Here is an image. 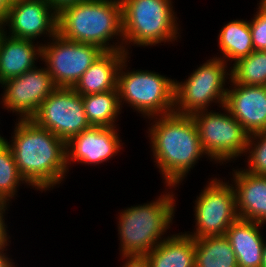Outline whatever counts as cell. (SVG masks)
<instances>
[{
  "mask_svg": "<svg viewBox=\"0 0 266 267\" xmlns=\"http://www.w3.org/2000/svg\"><path fill=\"white\" fill-rule=\"evenodd\" d=\"M6 143L20 174L33 189L42 192L53 189L67 176L66 142L31 119H18L12 140Z\"/></svg>",
  "mask_w": 266,
  "mask_h": 267,
  "instance_id": "6da1fadb",
  "label": "cell"
},
{
  "mask_svg": "<svg viewBox=\"0 0 266 267\" xmlns=\"http://www.w3.org/2000/svg\"><path fill=\"white\" fill-rule=\"evenodd\" d=\"M148 119L153 120L147 132L153 160L162 174L163 183L173 191L172 188L178 187L198 160L207 154L191 115L173 112Z\"/></svg>",
  "mask_w": 266,
  "mask_h": 267,
  "instance_id": "7a4b0ae2",
  "label": "cell"
},
{
  "mask_svg": "<svg viewBox=\"0 0 266 267\" xmlns=\"http://www.w3.org/2000/svg\"><path fill=\"white\" fill-rule=\"evenodd\" d=\"M57 33L103 51H124L121 0H84L64 7L58 12ZM113 38L117 43L111 44Z\"/></svg>",
  "mask_w": 266,
  "mask_h": 267,
  "instance_id": "3957f363",
  "label": "cell"
},
{
  "mask_svg": "<svg viewBox=\"0 0 266 267\" xmlns=\"http://www.w3.org/2000/svg\"><path fill=\"white\" fill-rule=\"evenodd\" d=\"M165 190L156 200L120 210L117 231L121 256L147 255L168 238L164 234L175 216L176 200L172 191Z\"/></svg>",
  "mask_w": 266,
  "mask_h": 267,
  "instance_id": "277c9868",
  "label": "cell"
},
{
  "mask_svg": "<svg viewBox=\"0 0 266 267\" xmlns=\"http://www.w3.org/2000/svg\"><path fill=\"white\" fill-rule=\"evenodd\" d=\"M172 4V0H121L124 51L128 55L130 43L147 47L181 38Z\"/></svg>",
  "mask_w": 266,
  "mask_h": 267,
  "instance_id": "5b68a950",
  "label": "cell"
},
{
  "mask_svg": "<svg viewBox=\"0 0 266 267\" xmlns=\"http://www.w3.org/2000/svg\"><path fill=\"white\" fill-rule=\"evenodd\" d=\"M128 58L129 55L124 58L118 71L121 109L124 103L129 104L146 119L173 113L175 80L149 70H126Z\"/></svg>",
  "mask_w": 266,
  "mask_h": 267,
  "instance_id": "8992f818",
  "label": "cell"
},
{
  "mask_svg": "<svg viewBox=\"0 0 266 267\" xmlns=\"http://www.w3.org/2000/svg\"><path fill=\"white\" fill-rule=\"evenodd\" d=\"M227 65L214 56L193 70L186 80H175L174 113L192 115L208 110L214 102L222 107L228 91L225 83L231 79V69Z\"/></svg>",
  "mask_w": 266,
  "mask_h": 267,
  "instance_id": "52a82bcc",
  "label": "cell"
},
{
  "mask_svg": "<svg viewBox=\"0 0 266 267\" xmlns=\"http://www.w3.org/2000/svg\"><path fill=\"white\" fill-rule=\"evenodd\" d=\"M221 109L224 110L223 113L205 110L191 116L210 161L226 164L245 153L249 134L224 105Z\"/></svg>",
  "mask_w": 266,
  "mask_h": 267,
  "instance_id": "ba28073f",
  "label": "cell"
},
{
  "mask_svg": "<svg viewBox=\"0 0 266 267\" xmlns=\"http://www.w3.org/2000/svg\"><path fill=\"white\" fill-rule=\"evenodd\" d=\"M216 177L201 190L195 200V228L185 232L193 238L225 235L227 229L239 217L236 211V193L232 183Z\"/></svg>",
  "mask_w": 266,
  "mask_h": 267,
  "instance_id": "9c48e42d",
  "label": "cell"
},
{
  "mask_svg": "<svg viewBox=\"0 0 266 267\" xmlns=\"http://www.w3.org/2000/svg\"><path fill=\"white\" fill-rule=\"evenodd\" d=\"M42 43V57L56 87L73 88L104 51L96 45L69 41L58 33Z\"/></svg>",
  "mask_w": 266,
  "mask_h": 267,
  "instance_id": "30bf717a",
  "label": "cell"
},
{
  "mask_svg": "<svg viewBox=\"0 0 266 267\" xmlns=\"http://www.w3.org/2000/svg\"><path fill=\"white\" fill-rule=\"evenodd\" d=\"M31 120L66 143L91 127L82 95L73 88L57 87L39 106Z\"/></svg>",
  "mask_w": 266,
  "mask_h": 267,
  "instance_id": "8fae6325",
  "label": "cell"
},
{
  "mask_svg": "<svg viewBox=\"0 0 266 267\" xmlns=\"http://www.w3.org/2000/svg\"><path fill=\"white\" fill-rule=\"evenodd\" d=\"M3 88L1 104L8 112H16L19 120H29L40 104L57 88L46 67H34L21 76L0 83Z\"/></svg>",
  "mask_w": 266,
  "mask_h": 267,
  "instance_id": "7c38bea8",
  "label": "cell"
},
{
  "mask_svg": "<svg viewBox=\"0 0 266 267\" xmlns=\"http://www.w3.org/2000/svg\"><path fill=\"white\" fill-rule=\"evenodd\" d=\"M58 13L47 0H22L11 3V8L2 25L5 34L35 41L38 38L57 34ZM8 31L6 30V27ZM8 32V33H7Z\"/></svg>",
  "mask_w": 266,
  "mask_h": 267,
  "instance_id": "4fadbf2b",
  "label": "cell"
},
{
  "mask_svg": "<svg viewBox=\"0 0 266 267\" xmlns=\"http://www.w3.org/2000/svg\"><path fill=\"white\" fill-rule=\"evenodd\" d=\"M118 131L117 127L91 126L73 136L66 143L68 170L75 162L94 166L116 156L124 144Z\"/></svg>",
  "mask_w": 266,
  "mask_h": 267,
  "instance_id": "5bb4252c",
  "label": "cell"
},
{
  "mask_svg": "<svg viewBox=\"0 0 266 267\" xmlns=\"http://www.w3.org/2000/svg\"><path fill=\"white\" fill-rule=\"evenodd\" d=\"M230 86L224 104L230 114L249 135L266 131V86Z\"/></svg>",
  "mask_w": 266,
  "mask_h": 267,
  "instance_id": "9a60e30c",
  "label": "cell"
},
{
  "mask_svg": "<svg viewBox=\"0 0 266 267\" xmlns=\"http://www.w3.org/2000/svg\"><path fill=\"white\" fill-rule=\"evenodd\" d=\"M233 172L234 180H231L236 193L238 217L266 224V176L251 174L243 168Z\"/></svg>",
  "mask_w": 266,
  "mask_h": 267,
  "instance_id": "2e32d148",
  "label": "cell"
},
{
  "mask_svg": "<svg viewBox=\"0 0 266 267\" xmlns=\"http://www.w3.org/2000/svg\"><path fill=\"white\" fill-rule=\"evenodd\" d=\"M34 43L32 40L7 36L4 32L0 39V83L21 76L36 66L35 61L42 57V44L38 41Z\"/></svg>",
  "mask_w": 266,
  "mask_h": 267,
  "instance_id": "e0dca14e",
  "label": "cell"
},
{
  "mask_svg": "<svg viewBox=\"0 0 266 267\" xmlns=\"http://www.w3.org/2000/svg\"><path fill=\"white\" fill-rule=\"evenodd\" d=\"M127 55L125 51H104L83 73L73 89L82 96L118 90V71Z\"/></svg>",
  "mask_w": 266,
  "mask_h": 267,
  "instance_id": "ac0fdd59",
  "label": "cell"
},
{
  "mask_svg": "<svg viewBox=\"0 0 266 267\" xmlns=\"http://www.w3.org/2000/svg\"><path fill=\"white\" fill-rule=\"evenodd\" d=\"M261 227L262 223L238 218L227 229L225 236L234 250L238 267H261L265 243Z\"/></svg>",
  "mask_w": 266,
  "mask_h": 267,
  "instance_id": "d6986e66",
  "label": "cell"
},
{
  "mask_svg": "<svg viewBox=\"0 0 266 267\" xmlns=\"http://www.w3.org/2000/svg\"><path fill=\"white\" fill-rule=\"evenodd\" d=\"M146 256L151 267H195V240L186 233L173 234Z\"/></svg>",
  "mask_w": 266,
  "mask_h": 267,
  "instance_id": "ffe728a7",
  "label": "cell"
},
{
  "mask_svg": "<svg viewBox=\"0 0 266 267\" xmlns=\"http://www.w3.org/2000/svg\"><path fill=\"white\" fill-rule=\"evenodd\" d=\"M220 57L225 63L233 64L254 51L249 21L232 20L225 24L218 35Z\"/></svg>",
  "mask_w": 266,
  "mask_h": 267,
  "instance_id": "44dd1931",
  "label": "cell"
},
{
  "mask_svg": "<svg viewBox=\"0 0 266 267\" xmlns=\"http://www.w3.org/2000/svg\"><path fill=\"white\" fill-rule=\"evenodd\" d=\"M194 240L195 267H238L234 250L225 235Z\"/></svg>",
  "mask_w": 266,
  "mask_h": 267,
  "instance_id": "7402d4cb",
  "label": "cell"
},
{
  "mask_svg": "<svg viewBox=\"0 0 266 267\" xmlns=\"http://www.w3.org/2000/svg\"><path fill=\"white\" fill-rule=\"evenodd\" d=\"M86 118L91 126L117 127L118 115L121 114L118 90L83 95Z\"/></svg>",
  "mask_w": 266,
  "mask_h": 267,
  "instance_id": "603a6c76",
  "label": "cell"
},
{
  "mask_svg": "<svg viewBox=\"0 0 266 267\" xmlns=\"http://www.w3.org/2000/svg\"><path fill=\"white\" fill-rule=\"evenodd\" d=\"M232 65L230 83L266 86V50H254Z\"/></svg>",
  "mask_w": 266,
  "mask_h": 267,
  "instance_id": "cb8c5ba5",
  "label": "cell"
},
{
  "mask_svg": "<svg viewBox=\"0 0 266 267\" xmlns=\"http://www.w3.org/2000/svg\"><path fill=\"white\" fill-rule=\"evenodd\" d=\"M23 183L29 185L19 172L11 147L0 143V200L9 204Z\"/></svg>",
  "mask_w": 266,
  "mask_h": 267,
  "instance_id": "d4e9b609",
  "label": "cell"
},
{
  "mask_svg": "<svg viewBox=\"0 0 266 267\" xmlns=\"http://www.w3.org/2000/svg\"><path fill=\"white\" fill-rule=\"evenodd\" d=\"M245 155L248 168H244V171L266 176V131L249 135Z\"/></svg>",
  "mask_w": 266,
  "mask_h": 267,
  "instance_id": "484cf974",
  "label": "cell"
},
{
  "mask_svg": "<svg viewBox=\"0 0 266 267\" xmlns=\"http://www.w3.org/2000/svg\"><path fill=\"white\" fill-rule=\"evenodd\" d=\"M249 22L254 50H266V10L260 5Z\"/></svg>",
  "mask_w": 266,
  "mask_h": 267,
  "instance_id": "4316f807",
  "label": "cell"
},
{
  "mask_svg": "<svg viewBox=\"0 0 266 267\" xmlns=\"http://www.w3.org/2000/svg\"><path fill=\"white\" fill-rule=\"evenodd\" d=\"M121 258L126 260L122 267H151L146 255H122Z\"/></svg>",
  "mask_w": 266,
  "mask_h": 267,
  "instance_id": "83f0119b",
  "label": "cell"
},
{
  "mask_svg": "<svg viewBox=\"0 0 266 267\" xmlns=\"http://www.w3.org/2000/svg\"><path fill=\"white\" fill-rule=\"evenodd\" d=\"M9 204H7V202L0 200V245L6 244L7 242L10 243V239L11 237L8 236L9 234L7 233V225L5 223V212L7 210Z\"/></svg>",
  "mask_w": 266,
  "mask_h": 267,
  "instance_id": "f1b7e54d",
  "label": "cell"
},
{
  "mask_svg": "<svg viewBox=\"0 0 266 267\" xmlns=\"http://www.w3.org/2000/svg\"><path fill=\"white\" fill-rule=\"evenodd\" d=\"M7 246H9V243L0 245V267H16L15 263L13 262L12 258L10 259L7 255Z\"/></svg>",
  "mask_w": 266,
  "mask_h": 267,
  "instance_id": "f546056e",
  "label": "cell"
},
{
  "mask_svg": "<svg viewBox=\"0 0 266 267\" xmlns=\"http://www.w3.org/2000/svg\"><path fill=\"white\" fill-rule=\"evenodd\" d=\"M84 0H47L51 7L58 13L61 9L66 6L76 4Z\"/></svg>",
  "mask_w": 266,
  "mask_h": 267,
  "instance_id": "4dcf8cb0",
  "label": "cell"
},
{
  "mask_svg": "<svg viewBox=\"0 0 266 267\" xmlns=\"http://www.w3.org/2000/svg\"><path fill=\"white\" fill-rule=\"evenodd\" d=\"M11 3L9 0H0V23L7 17Z\"/></svg>",
  "mask_w": 266,
  "mask_h": 267,
  "instance_id": "1f68e13d",
  "label": "cell"
},
{
  "mask_svg": "<svg viewBox=\"0 0 266 267\" xmlns=\"http://www.w3.org/2000/svg\"><path fill=\"white\" fill-rule=\"evenodd\" d=\"M261 267H266V242L264 243L262 250Z\"/></svg>",
  "mask_w": 266,
  "mask_h": 267,
  "instance_id": "d6a6232c",
  "label": "cell"
},
{
  "mask_svg": "<svg viewBox=\"0 0 266 267\" xmlns=\"http://www.w3.org/2000/svg\"><path fill=\"white\" fill-rule=\"evenodd\" d=\"M259 5L266 10V0H260Z\"/></svg>",
  "mask_w": 266,
  "mask_h": 267,
  "instance_id": "836d02e7",
  "label": "cell"
},
{
  "mask_svg": "<svg viewBox=\"0 0 266 267\" xmlns=\"http://www.w3.org/2000/svg\"><path fill=\"white\" fill-rule=\"evenodd\" d=\"M3 34H4V28H3L2 23H0V39H1Z\"/></svg>",
  "mask_w": 266,
  "mask_h": 267,
  "instance_id": "e575fe53",
  "label": "cell"
},
{
  "mask_svg": "<svg viewBox=\"0 0 266 267\" xmlns=\"http://www.w3.org/2000/svg\"><path fill=\"white\" fill-rule=\"evenodd\" d=\"M6 141H7V139H5L4 137H2L1 134H0V143H4Z\"/></svg>",
  "mask_w": 266,
  "mask_h": 267,
  "instance_id": "d590c367",
  "label": "cell"
},
{
  "mask_svg": "<svg viewBox=\"0 0 266 267\" xmlns=\"http://www.w3.org/2000/svg\"><path fill=\"white\" fill-rule=\"evenodd\" d=\"M10 3H14V2H18V1H22V0H9Z\"/></svg>",
  "mask_w": 266,
  "mask_h": 267,
  "instance_id": "8d00e7d4",
  "label": "cell"
}]
</instances>
